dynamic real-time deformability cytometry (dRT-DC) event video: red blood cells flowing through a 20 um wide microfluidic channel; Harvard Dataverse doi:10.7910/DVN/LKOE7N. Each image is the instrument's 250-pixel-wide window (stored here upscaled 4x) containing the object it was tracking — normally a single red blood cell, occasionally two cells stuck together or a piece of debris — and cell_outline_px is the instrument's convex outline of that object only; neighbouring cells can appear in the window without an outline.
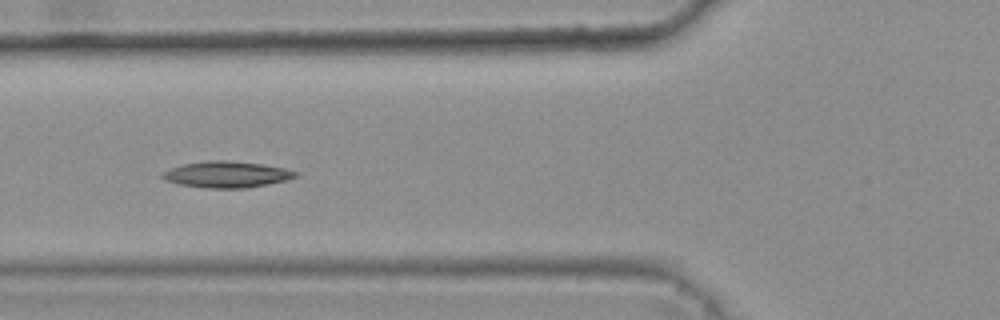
{"species": "common noctule bat (a hibernating species)", "species_latin": "Nyctalus noctula", "temperature_condition": "warm", "stored_images_in_passage": 5, "camera_frame_rate_fps": 3000, "um_per_image_px": 0.085, "animal": {"sex": "female", "body_mass_g": 25.1}, "frame": {"image": 1, "passage_image": 3, "time_ms": 0.667, "image_size_px": [1000, 320], "cell_outline_px": [[300, 176], [288, 180], [268, 184], [244, 188], [200, 188], [180, 184], [164, 180], [160, 176], [164, 172], [172, 168], [184, 164], [208, 160], [224, 160], [260, 164], [284, 168], [300, 172]], "centroid_in_image_um": [19.31, 14.84], "position_along_channel_um": 106.5, "area_um2": 20.4}}
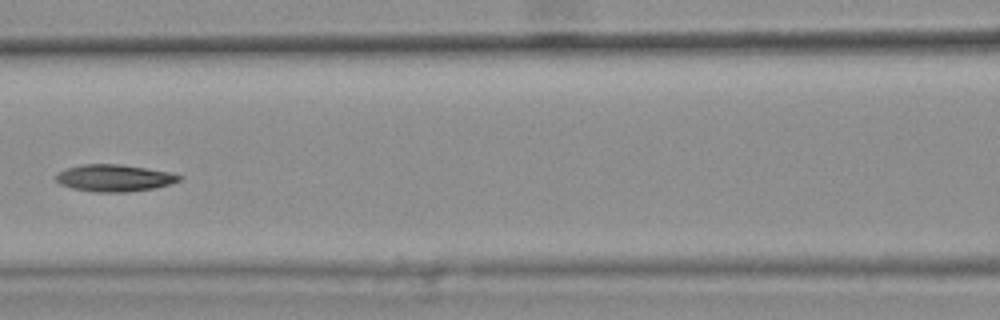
{"frame": {"image": 2, "passage_image": 4, "time_ms": 1.0, "image_size_px": [1000, 320], "cell_outline_px": [[184, 176], [180, 180], [172, 184], [156, 188], [128, 192], [96, 192], [72, 188], [60, 184], [56, 180], [56, 176], [60, 172], [68, 168], [80, 164], [120, 164], [172, 172]], "centroid_in_image_um": [9.78, 15.13], "position_along_channel_um": 156.8, "area_um2": 19.48}}
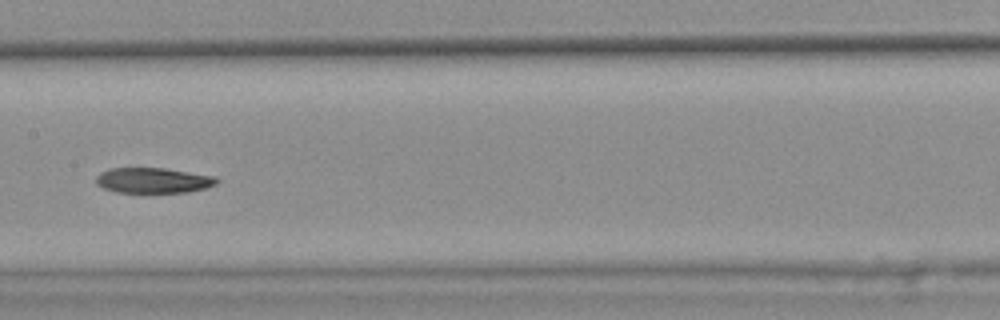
{"frame": {"image": 3, "passage_image": 5, "time_ms": 1.333, "image_size_px": [1000, 320], "cell_outline_px": [[220, 180], [216, 184], [204, 188], [188, 192], [116, 192], [104, 188], [96, 184], [96, 176], [100, 172], [108, 168], [164, 168], [216, 176]], "centroid_in_image_um": [13.02, 15.32], "position_along_channel_um": 194.4, "area_um2": 17.86}}